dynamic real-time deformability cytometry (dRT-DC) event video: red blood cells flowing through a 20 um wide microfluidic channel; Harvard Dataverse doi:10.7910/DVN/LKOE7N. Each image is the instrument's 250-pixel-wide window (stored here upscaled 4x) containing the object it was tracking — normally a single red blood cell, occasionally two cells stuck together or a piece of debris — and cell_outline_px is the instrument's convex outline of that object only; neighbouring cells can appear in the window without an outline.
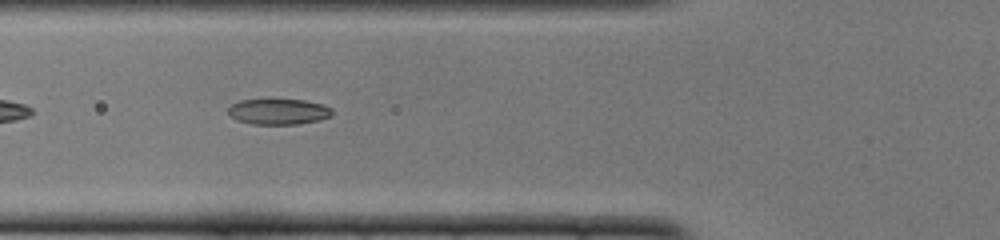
{"species": "common noctule bat (a hibernating species)", "species_latin": "Nyctalus noctula", "temperature_condition": "cold", "stored_images_in_passage": 39, "camera_frame_rate_fps": 3000, "um_per_image_px": 0.085, "animal": {"sex": "female", "body_mass_g": 22.0, "forearm_length_mm": 56.7}, "frame": {"image": 1, "passage_image": 6, "time_ms": 1.667, "image_size_px": [1000, 240], "cell_outline_px": [[332, 116], [320, 120], [296, 124], [252, 124], [236, 120], [228, 116], [228, 108], [232, 104], [240, 100], [268, 96], [272, 96], [304, 100], [324, 104], [332, 108]], "centroid_in_image_um": [23.64, 9.43], "position_along_channel_um": 102.2, "area_um2": 16.65}}
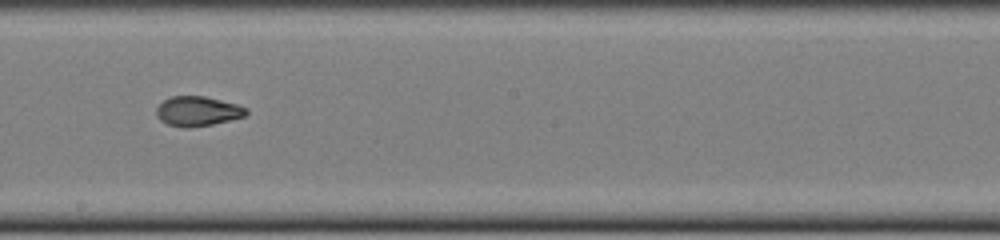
{"frame": {"image": 2, "passage_image": 16, "time_ms": 5.0, "image_size_px": [1000, 240], "cell_outline_px": [[248, 112], [244, 116], [212, 124], [168, 124], [160, 120], [156, 116], [156, 108], [164, 100], [172, 96], [204, 96], [236, 104], [248, 108]], "centroid_in_image_um": [16.81, 9.39], "position_along_channel_um": 231.4, "area_um2": 14.74}}
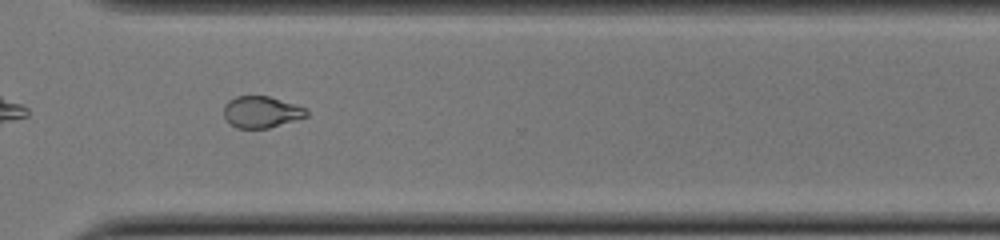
{"frame": {"image": 3, "passage_image": 25, "time_ms": 8.0, "image_size_px": [1000, 240], "cell_outline_px": [[308, 116], [268, 128], [236, 128], [228, 124], [224, 116], [224, 104], [228, 100], [236, 96], [268, 96], [308, 108]], "centroid_in_image_um": [22.19, 9.52], "position_along_channel_um": 348.4, "area_um2": 15.32}, "authors_computed_cell_mechanics": {"area_um2": 16.2996, "velocity_mm_per_s": 3.8812, "shape_relaxation_time_tau1_ms": null, "shape_relaxation_time_tau2_ms": 2.7407, "deformation_change_tau1": null, "deformation_change_tau2": 0.068}}